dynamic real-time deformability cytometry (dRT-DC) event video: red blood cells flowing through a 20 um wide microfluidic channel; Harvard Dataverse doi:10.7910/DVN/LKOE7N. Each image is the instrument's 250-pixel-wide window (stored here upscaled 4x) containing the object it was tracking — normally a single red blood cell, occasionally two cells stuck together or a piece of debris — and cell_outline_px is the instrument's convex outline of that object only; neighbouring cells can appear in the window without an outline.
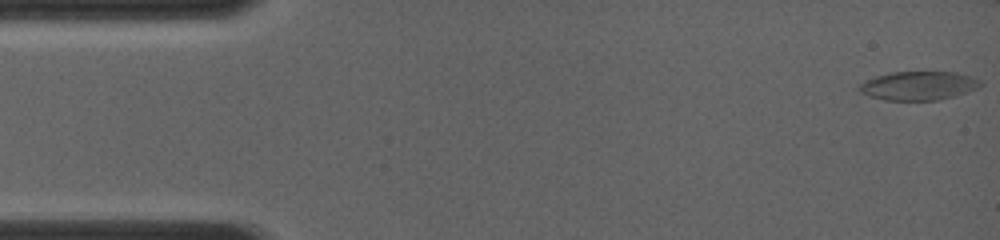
{"species": "common noctule bat (a hibernating species)", "species_latin": "Nyctalus noctula", "temperature_condition": "room temperature", "stored_images_in_passage": 13, "camera_frame_rate_fps": 4000, "um_per_image_px": 0.085, "animal": {"sex": "female", "body_mass_g": 19.0, "forearm_length_mm": 56.7}, "frame": {"image": 1, "passage_image": 1, "time_ms": 0.0, "image_size_px": [1000, 240], "cell_outline_px": [[984, 84], [976, 88], [952, 96], [936, 100], [884, 100], [868, 96], [860, 92], [856, 88], [860, 84], [876, 76], [892, 72], [956, 72], [972, 76], [980, 80]], "centroid_in_image_um": [78.05, 7.28], "position_along_channel_um": 6.9, "area_um2": 20.17}}
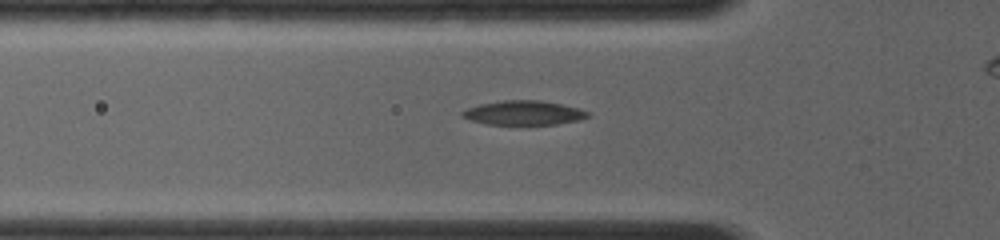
{"frame": {"image": 2, "passage_image": 10, "time_ms": 4.5, "image_size_px": [1000, 240], "cell_outline_px": [[592, 116], [580, 120], [556, 124], [488, 124], [472, 120], [460, 116], [460, 112], [468, 108], [480, 104], [504, 100], [540, 100], [560, 104], [576, 108], [588, 112]], "centroid_in_image_um": [44.51, 9.59], "position_along_channel_um": 81.3, "area_um2": 17.57}}